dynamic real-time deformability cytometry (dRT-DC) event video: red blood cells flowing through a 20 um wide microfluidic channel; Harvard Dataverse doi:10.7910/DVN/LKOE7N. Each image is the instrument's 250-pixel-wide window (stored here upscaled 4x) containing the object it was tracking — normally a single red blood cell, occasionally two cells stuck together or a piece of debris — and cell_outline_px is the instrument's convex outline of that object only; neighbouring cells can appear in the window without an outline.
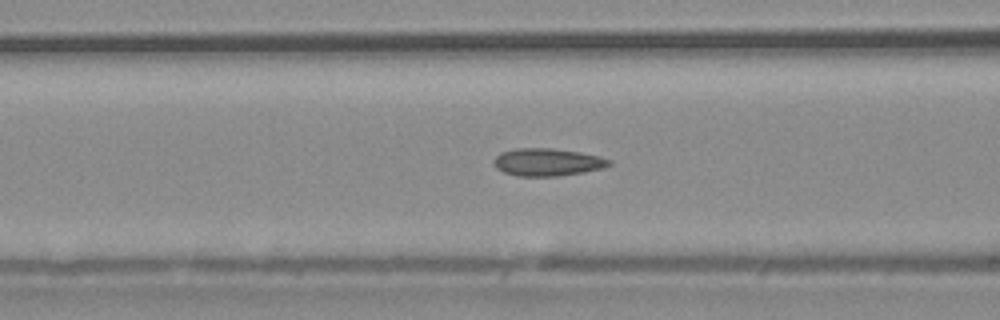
{"species": "common noctule bat (a hibernating species)", "species_latin": "Nyctalus noctula", "temperature_condition": "warm", "stored_images_in_passage": 39, "camera_frame_rate_fps": 3000, "um_per_image_px": 0.085, "animal": {"sex": "male", "body_mass_g": 20.4}, "frame": {"image": 1, "passage_image": 6, "time_ms": 1.667, "image_size_px": [1000, 320], "cell_outline_px": [[612, 164], [604, 168], [584, 172], [560, 176], [516, 176], [504, 172], [496, 168], [492, 164], [492, 160], [500, 152], [516, 148], [552, 148], [580, 152], [600, 156], [612, 160]], "centroid_in_image_um": [46.53, 13.78], "position_along_channel_um": 120.1, "area_um2": 18.84}}
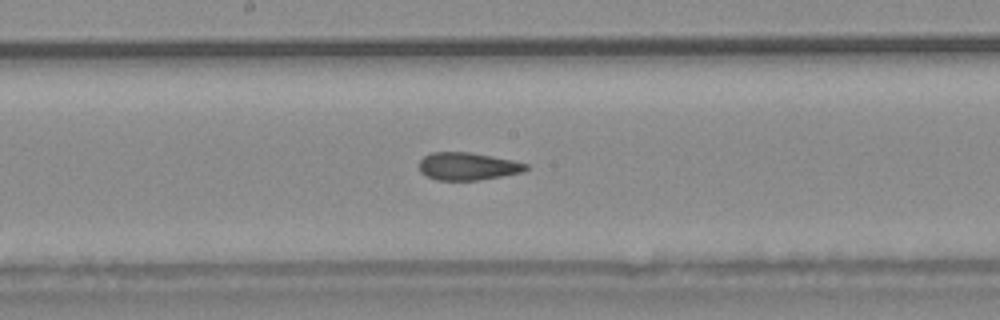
{"frame": {"image": 2, "passage_image": 13, "time_ms": 4.0, "image_size_px": [1000, 320], "cell_outline_px": [[528, 168], [524, 172], [476, 180], [436, 180], [420, 172], [420, 160], [424, 156], [432, 152], [468, 152], [512, 160], [528, 164]], "centroid_in_image_um": [39.75, 14.13], "position_along_channel_um": 208.5, "area_um2": 16.99}}
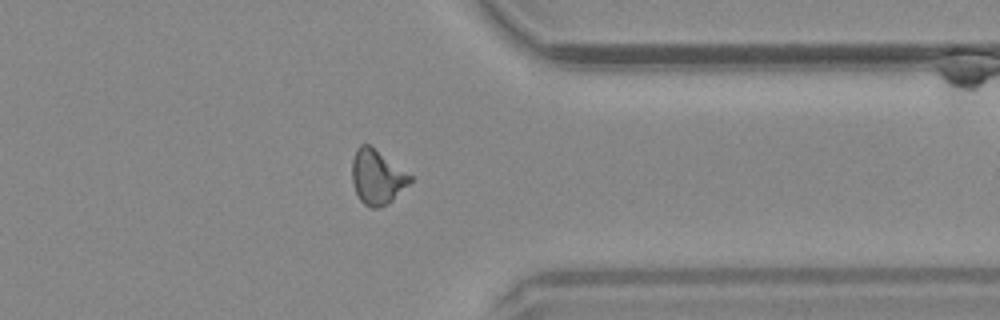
{"frame": {"image": 3, "passage_image": 27, "time_ms": 8.667, "image_size_px": [1000, 320], "cell_outline_px": [[412, 180], [388, 204], [380, 208], [368, 208], [360, 200], [352, 184], [352, 160], [356, 148], [360, 144], [368, 144], [412, 176]], "centroid_in_image_um": [32.01, 15.07], "position_along_channel_um": 379.4, "area_um2": 18.26}, "authors_computed_cell_mechanics": {"area_um2": 17.8602, "velocity_mm_per_s": 3.7922, "shape_relaxation_time_tau1_ms": null, "shape_relaxation_time_tau2_ms": 1.727, "deformation_change_tau1": null, "deformation_change_tau2": 0.0984}}